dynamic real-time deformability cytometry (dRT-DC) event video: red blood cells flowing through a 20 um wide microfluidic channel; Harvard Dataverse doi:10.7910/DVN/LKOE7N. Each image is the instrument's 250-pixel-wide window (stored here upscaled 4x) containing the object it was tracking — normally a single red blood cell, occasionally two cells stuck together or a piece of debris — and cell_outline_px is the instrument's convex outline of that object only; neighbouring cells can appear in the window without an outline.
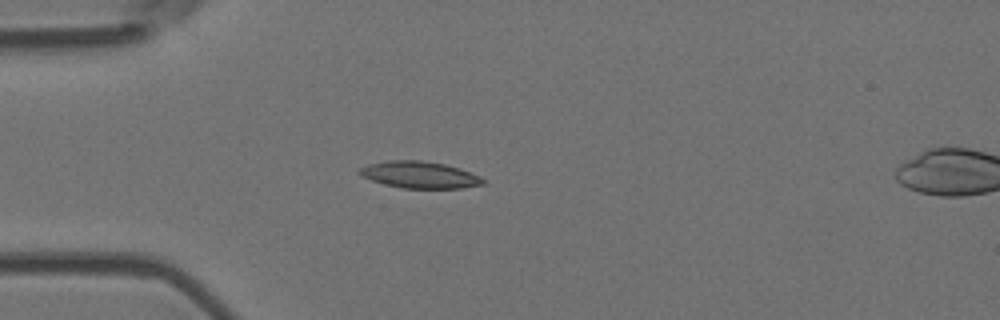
{"species": "Egyptian fruit bat (a non-hibernating species)", "species_latin": "Rousettus aegyptiacus", "temperature_condition": "room temperature", "stored_images_in_passage": 5, "camera_frame_rate_fps": 3000, "um_per_image_px": 0.085, "animal": {"sex": "female"}, "frame": {"image": 1, "passage_image": 5, "time_ms": 1.333, "image_size_px": [1000, 320], "cell_outline_px": [[488, 180], [484, 184], [460, 188], [400, 188], [384, 184], [360, 176], [356, 172], [356, 168], [368, 164], [388, 160], [420, 160], [444, 164], [480, 176]], "centroid_in_image_um": [35.6, 14.86], "position_along_channel_um": 49.4, "area_um2": 19.36}}